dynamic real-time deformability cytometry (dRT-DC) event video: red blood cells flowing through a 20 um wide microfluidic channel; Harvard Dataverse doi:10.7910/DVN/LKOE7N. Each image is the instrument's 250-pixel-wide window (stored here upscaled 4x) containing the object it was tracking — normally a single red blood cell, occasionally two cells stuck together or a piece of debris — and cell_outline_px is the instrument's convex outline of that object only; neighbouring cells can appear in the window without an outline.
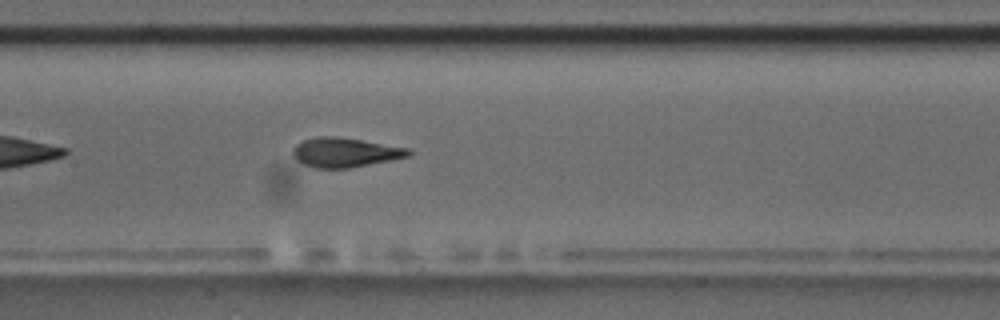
{"species": "common noctule bat (a hibernating species)", "species_latin": "Nyctalus noctula", "temperature_condition": "room temperature", "stored_images_in_passage": 42, "camera_frame_rate_fps": 3000, "um_per_image_px": 0.085, "animal": {"sex": "male", "body_mass_g": 17.5, "forearm_length_mm": 52.3}, "frame": {"image": 1, "passage_image": 13, "time_ms": 4.0, "image_size_px": [1000, 320], "cell_outline_px": [[412, 152], [408, 156], [392, 160], [352, 168], [312, 168], [296, 160], [292, 156], [292, 148], [296, 144], [304, 140], [316, 136], [336, 136], [408, 148]], "centroid_in_image_um": [29.28, 12.96], "position_along_channel_um": 178.1, "area_um2": 19.94}, "authors_computed_cell_mechanics": {"area_um2": 19.7965, "velocity_mm_per_s": 3.5708, "shape_relaxation_time_tau1_ms": 4.1919, "shape_relaxation_time_tau2_ms": 1.0239, "deformation_change_tau1": 0.1731, "deformation_change_tau2": 0.0879}}